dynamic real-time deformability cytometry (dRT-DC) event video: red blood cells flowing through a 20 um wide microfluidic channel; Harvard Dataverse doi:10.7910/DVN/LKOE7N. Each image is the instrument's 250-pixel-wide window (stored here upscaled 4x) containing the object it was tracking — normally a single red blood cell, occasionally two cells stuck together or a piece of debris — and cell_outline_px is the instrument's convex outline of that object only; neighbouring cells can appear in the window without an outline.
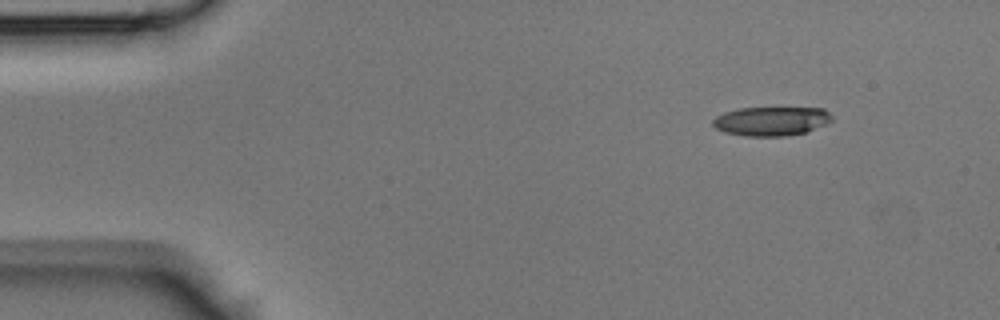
{"species": "Egyptian fruit bat (a non-hibernating species)", "species_latin": "Rousettus aegyptiacus", "temperature_condition": "room temperature", "stored_images_in_passage": 39, "camera_frame_rate_fps": 3000, "um_per_image_px": 0.085, "animal": {"sex": "male"}, "frame": {"image": 1, "passage_image": 1, "time_ms": 0.0, "image_size_px": [1000, 320], "cell_outline_px": [[832, 120], [824, 124], [804, 132], [788, 136], [748, 136], [724, 132], [716, 128], [712, 124], [712, 120], [716, 116], [724, 112], [740, 108], [824, 108], [832, 116]], "centroid_in_image_um": [65.53, 10.29], "position_along_channel_um": 19.5, "area_um2": 20.0}}
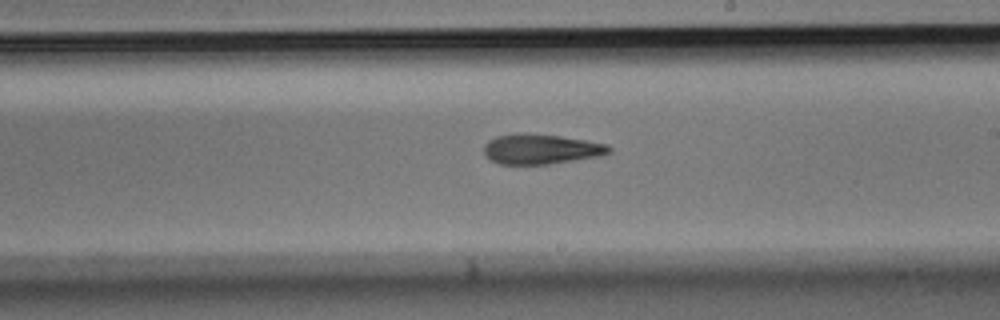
{"frame": {"image": 2, "passage_image": 21, "time_ms": 6.667, "image_size_px": [1000, 320], "cell_outline_px": [[612, 152], [600, 156], [548, 164], [500, 164], [484, 156], [484, 144], [488, 140], [496, 136], [516, 132], [560, 136], [608, 144], [612, 148]], "centroid_in_image_um": [45.96, 12.66], "position_along_channel_um": 243.0, "area_um2": 22.02}}
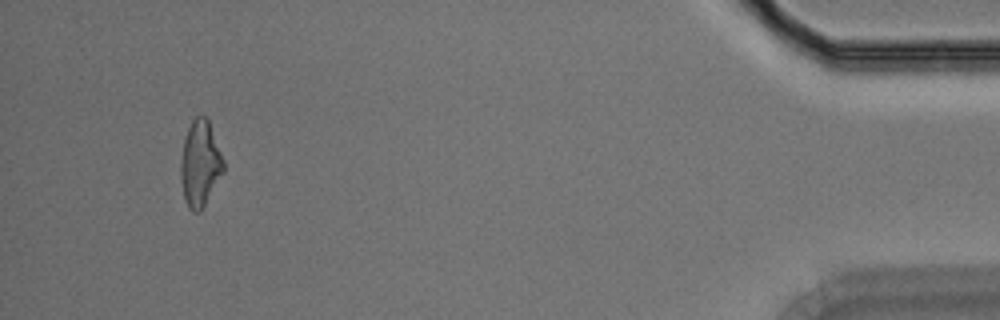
{"frame": {"image": 3, "passage_image": 37, "time_ms": 12.0, "image_size_px": [1000, 320], "cell_outline_px": [[224, 172], [200, 212], [192, 212], [188, 208], [184, 200], [180, 176], [180, 160], [184, 140], [188, 128], [192, 120], [196, 116], [204, 116], [208, 120], [224, 160]], "centroid_in_image_um": [17.0, 13.94], "position_along_channel_um": 418.2, "area_um2": 21.44}}